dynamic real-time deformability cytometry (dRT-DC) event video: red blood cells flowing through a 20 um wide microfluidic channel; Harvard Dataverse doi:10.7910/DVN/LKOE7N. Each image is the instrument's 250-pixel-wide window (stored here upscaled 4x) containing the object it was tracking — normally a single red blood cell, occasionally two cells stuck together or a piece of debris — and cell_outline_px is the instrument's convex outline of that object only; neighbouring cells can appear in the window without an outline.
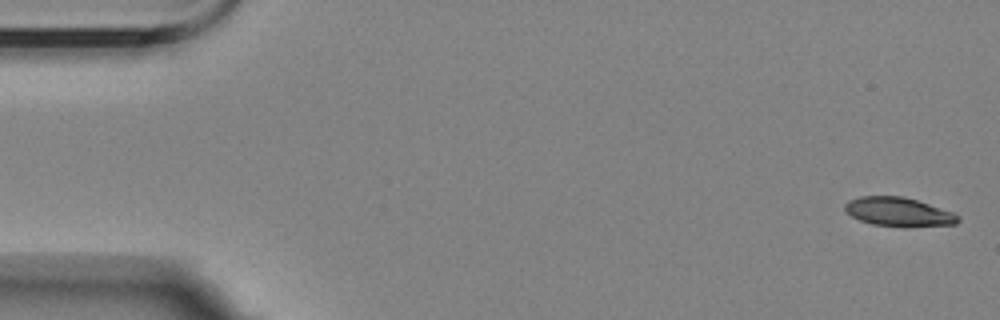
{"species": "Egyptian fruit bat (a non-hibernating species)", "species_latin": "Rousettus aegyptiacus", "temperature_condition": "room temperature", "stored_images_in_passage": 6, "camera_frame_rate_fps": 3000, "um_per_image_px": 0.085, "animal": {"sex": "female"}, "frame": {"image": 1, "passage_image": 1, "time_ms": 0.0, "image_size_px": [1000, 320], "cell_outline_px": [[960, 220], [956, 224], [904, 228], [872, 224], [860, 220], [852, 216], [844, 208], [844, 204], [848, 200], [860, 196], [904, 196], [952, 212], [960, 216]], "centroid_in_image_um": [76.38, 18.03], "position_along_channel_um": 8.6, "area_um2": 19.25}}
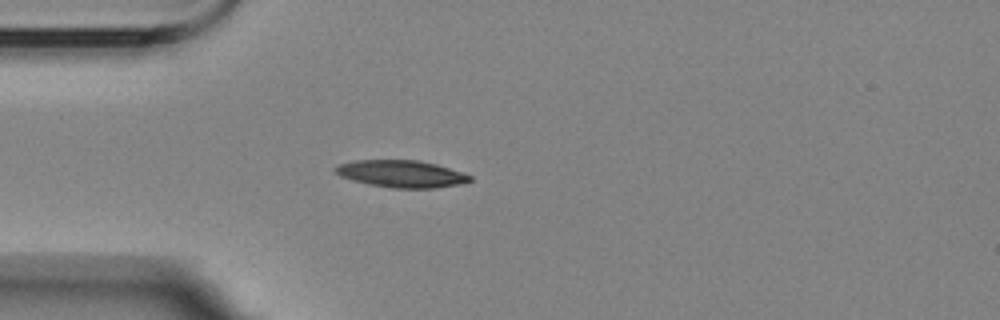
{"frame": {"image": 2, "passage_image": 5, "time_ms": 4.667, "image_size_px": [1000, 320], "cell_outline_px": [[472, 180], [460, 184], [436, 188], [392, 188], [368, 184], [352, 180], [340, 176], [332, 172], [332, 168], [340, 164], [356, 160], [416, 160], [436, 164], [472, 176]], "centroid_in_image_um": [34.07, 14.78], "position_along_channel_um": 50.9, "area_um2": 21.27}}